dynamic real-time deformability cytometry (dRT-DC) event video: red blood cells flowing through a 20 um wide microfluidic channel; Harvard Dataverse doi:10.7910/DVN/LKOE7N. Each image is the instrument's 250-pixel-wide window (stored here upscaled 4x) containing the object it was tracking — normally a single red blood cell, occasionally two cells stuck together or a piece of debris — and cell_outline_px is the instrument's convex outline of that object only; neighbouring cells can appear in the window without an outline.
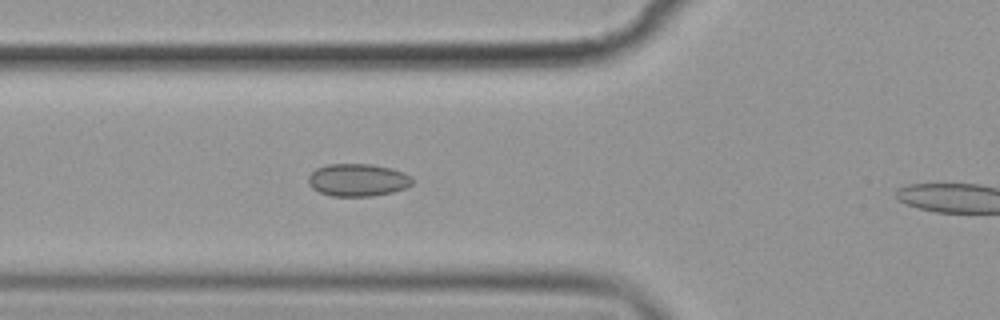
{"species": "common noctule bat (a hibernating species)", "species_latin": "Nyctalus noctula", "temperature_condition": "cold", "stored_images_in_passage": 39, "camera_frame_rate_fps": 3000, "um_per_image_px": 0.085, "animal": {"sex": "female", "body_mass_g": 19.9}, "frame": {"image": 1, "passage_image": 11, "time_ms": 3.333, "image_size_px": [1000, 320], "cell_outline_px": [[412, 184], [404, 188], [392, 192], [372, 196], [332, 196], [320, 192], [312, 188], [308, 184], [308, 176], [316, 168], [328, 164], [372, 164], [392, 168], [404, 172], [412, 176]], "centroid_in_image_um": [30.41, 15.29], "position_along_channel_um": 95.4, "area_um2": 19.83}}
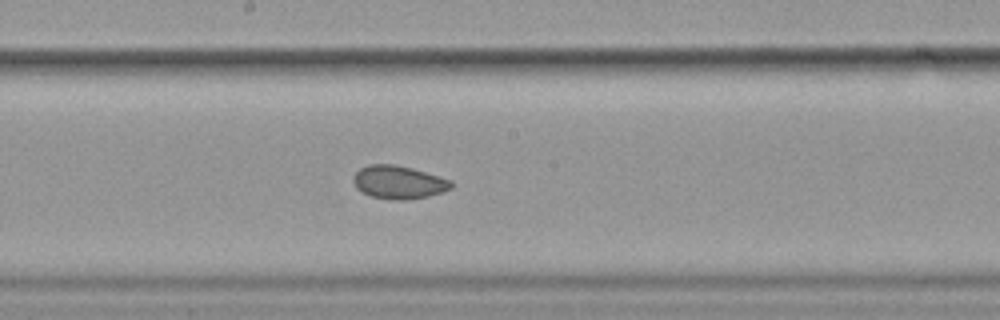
{"frame": {"image": 2, "passage_image": 21, "time_ms": 6.667, "image_size_px": [1000, 320], "cell_outline_px": [[452, 188], [428, 196], [404, 200], [392, 200], [372, 196], [360, 192], [356, 188], [352, 180], [356, 172], [360, 168], [368, 164], [396, 164], [412, 168], [440, 176], [452, 180]], "centroid_in_image_um": [33.86, 15.48], "position_along_channel_um": 214.3, "area_um2": 19.02}}
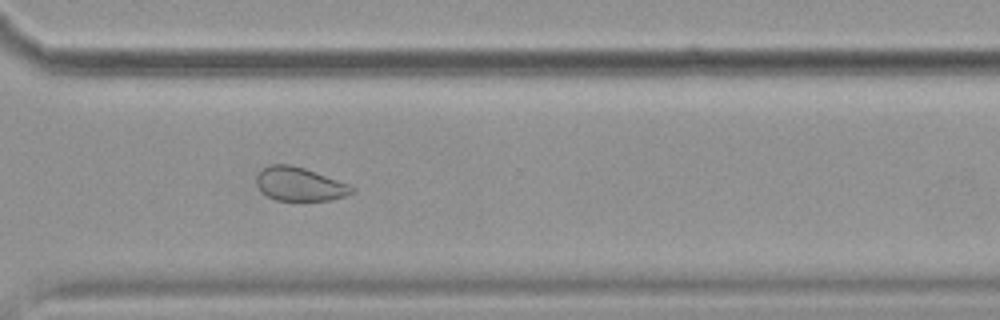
{"frame": {"image": 3, "passage_image": 32, "time_ms": 10.333, "image_size_px": [1000, 320], "cell_outline_px": [[356, 188], [352, 192], [344, 196], [332, 200], [276, 200], [260, 192], [256, 184], [256, 176], [264, 168], [272, 164], [292, 164], [304, 168], [348, 184]], "centroid_in_image_um": [25.44, 15.65], "position_along_channel_um": 345.2, "area_um2": 18.55}, "authors_computed_cell_mechanics": {"area_um2": 19.2474, "velocity_mm_per_s": 3.5688, "shape_relaxation_time_tau1_ms": null, "shape_relaxation_time_tau2_ms": 1.8417, "deformation_change_tau1": null, "deformation_change_tau2": 0.0483}}